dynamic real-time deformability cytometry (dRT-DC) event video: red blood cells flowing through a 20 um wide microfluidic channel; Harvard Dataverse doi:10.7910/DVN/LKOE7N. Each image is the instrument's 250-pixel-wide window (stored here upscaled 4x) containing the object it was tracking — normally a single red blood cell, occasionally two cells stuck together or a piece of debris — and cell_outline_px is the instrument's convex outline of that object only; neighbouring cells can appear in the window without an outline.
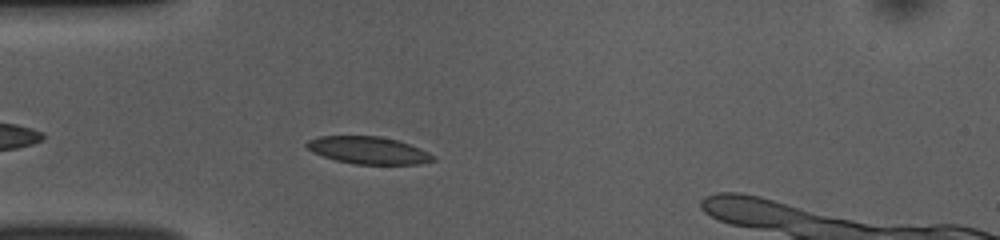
{"species": "common noctule bat (a hibernating species)", "species_latin": "Nyctalus noctula", "temperature_condition": "room temperature", "stored_images_in_passage": 38, "camera_frame_rate_fps": 3000, "um_per_image_px": 0.085, "animal": {"sex": "female", "body_mass_g": 10.0, "forearm_length_mm": 53.1}, "frame": {"image": 1, "passage_image": 5, "time_ms": 1.333, "image_size_px": [1000, 240], "cell_outline_px": [[436, 160], [420, 164], [356, 164], [336, 160], [312, 152], [304, 144], [308, 140], [320, 136], [380, 136], [396, 140], [420, 148], [428, 152]], "centroid_in_image_um": [31.29, 12.77], "position_along_channel_um": 53.7, "area_um2": 19.94}}
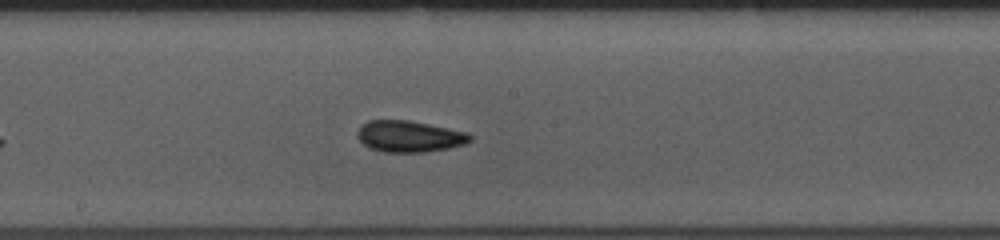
{"frame": {"image": 2, "passage_image": 18, "time_ms": 5.667, "image_size_px": [1000, 240], "cell_outline_px": [[472, 140], [464, 144], [448, 148], [424, 152], [384, 152], [372, 148], [364, 144], [356, 136], [356, 132], [360, 124], [368, 120], [408, 120], [468, 132], [472, 136]], "centroid_in_image_um": [34.77, 11.58], "position_along_channel_um": 213.4, "area_um2": 20.63}}
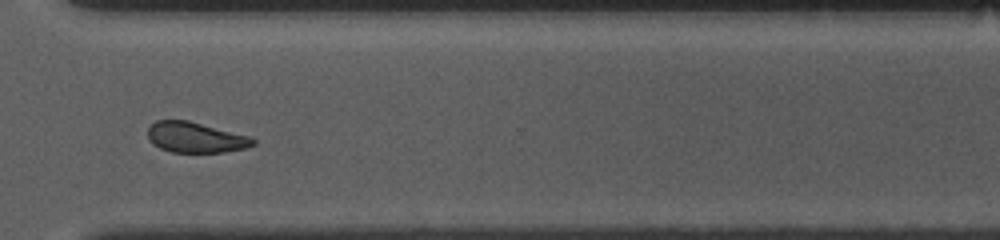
{"frame": {"image": 3, "passage_image": 29, "time_ms": 9.333, "image_size_px": [1000, 240], "cell_outline_px": [[256, 144], [248, 148], [224, 152], [172, 152], [160, 148], [152, 144], [148, 140], [148, 128], [156, 120], [188, 120], [248, 136], [256, 140]], "centroid_in_image_um": [16.61, 11.69], "position_along_channel_um": 354.0, "area_um2": 18.73}}